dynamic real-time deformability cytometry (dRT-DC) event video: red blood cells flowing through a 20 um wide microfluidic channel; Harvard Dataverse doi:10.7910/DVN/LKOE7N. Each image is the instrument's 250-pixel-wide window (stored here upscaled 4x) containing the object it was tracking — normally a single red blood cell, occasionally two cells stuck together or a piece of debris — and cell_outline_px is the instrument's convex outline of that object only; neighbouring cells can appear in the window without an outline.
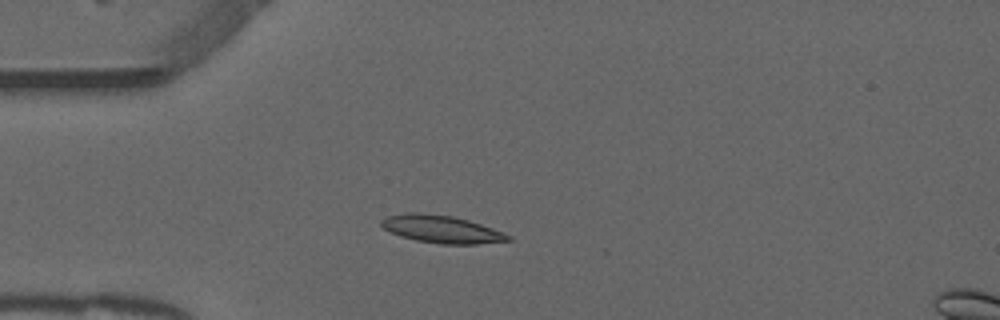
{"species": "common noctule bat (a hibernating species)", "species_latin": "Nyctalus noctula", "temperature_condition": "warm", "stored_images_in_passage": 39, "camera_frame_rate_fps": 3000, "um_per_image_px": 0.085, "animal": {"sex": "male", "forearm_length_mm": 52.5}, "frame": {"image": 1, "passage_image": 1, "time_ms": 0.0, "image_size_px": [1000, 320], "cell_outline_px": [[512, 240], [476, 244], [440, 244], [416, 240], [400, 236], [384, 228], [380, 224], [380, 220], [388, 216], [408, 212], [420, 212], [452, 216], [468, 220], [504, 232], [512, 236]], "centroid_in_image_um": [37.54, 19.48], "position_along_channel_um": 47.5, "area_um2": 20.35}}
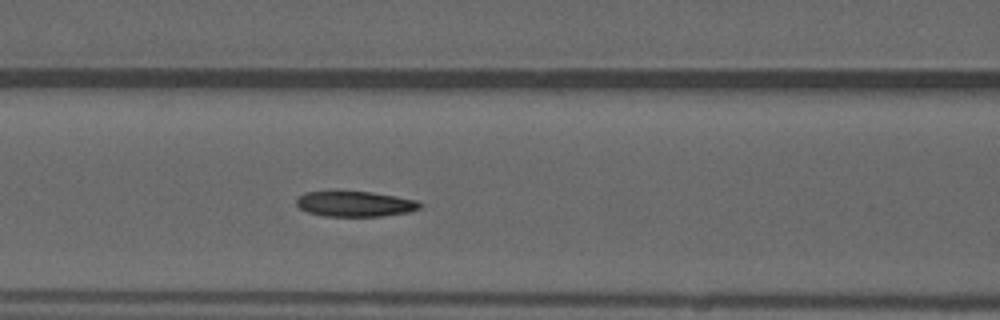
{"frame": {"image": 2, "passage_image": 9, "time_ms": 2.667, "image_size_px": [1000, 320], "cell_outline_px": [[424, 204], [420, 208], [408, 212], [384, 216], [324, 216], [308, 212], [300, 208], [296, 204], [296, 196], [304, 192], [372, 192], [396, 196], [416, 200]], "centroid_in_image_um": [30.18, 17.33], "position_along_channel_um": 136.4, "area_um2": 18.26}}
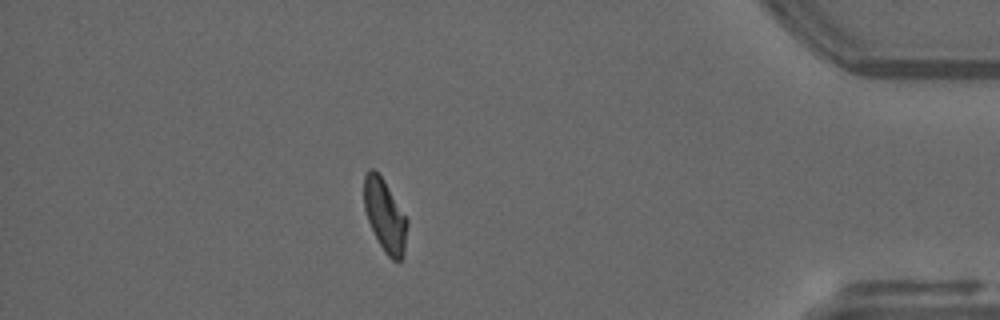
{"frame": {"image": 3, "passage_image": 33, "time_ms": 10.667, "image_size_px": [1000, 320], "cell_outline_px": [[408, 224], [404, 256], [400, 260], [392, 260], [384, 252], [368, 220], [364, 208], [364, 176], [368, 168], [372, 168], [384, 180], [408, 220]], "centroid_in_image_um": [32.73, 18.33], "position_along_channel_um": 402.5, "area_um2": 18.09}, "authors_computed_cell_mechanics": {"area_um2": 18.7272, "velocity_mm_per_s": 3.8962, "shape_relaxation_time_tau1_ms": null, "shape_relaxation_time_tau2_ms": 2.3925, "deformation_change_tau1": null, "deformation_change_tau2": 0.0798}}